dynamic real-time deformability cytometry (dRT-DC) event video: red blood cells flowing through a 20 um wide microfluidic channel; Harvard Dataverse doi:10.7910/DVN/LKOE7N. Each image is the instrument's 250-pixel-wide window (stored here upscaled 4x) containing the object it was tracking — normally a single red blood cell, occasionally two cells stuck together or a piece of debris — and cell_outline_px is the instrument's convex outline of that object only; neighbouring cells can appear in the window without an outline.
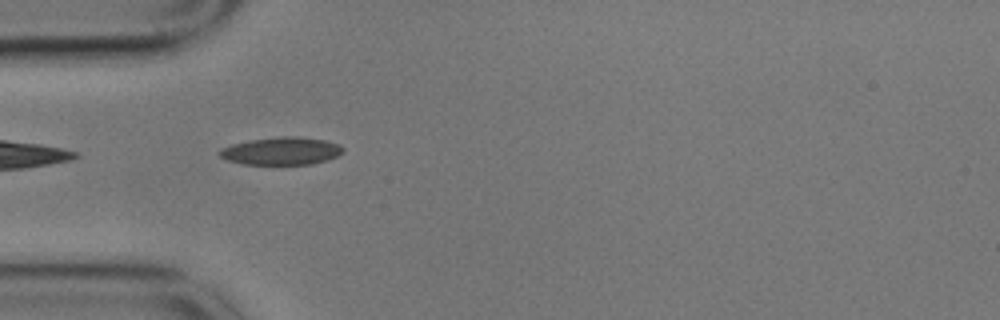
{"species": "common noctule bat (a hibernating species)", "species_latin": "Nyctalus noctula", "temperature_condition": "cold", "stored_images_in_passage": 40, "camera_frame_rate_fps": 3000, "um_per_image_px": 0.085, "animal": {"sex": "male", "body_mass_g": 17.9}, "frame": {"image": 1, "passage_image": 1, "time_ms": 0.0, "image_size_px": [1000, 320], "cell_outline_px": [[344, 152], [328, 160], [312, 164], [244, 164], [228, 160], [220, 156], [220, 148], [232, 144], [248, 140], [284, 136], [296, 136], [324, 140], [340, 144], [344, 148]], "centroid_in_image_um": [23.95, 12.83], "position_along_channel_um": 61.1, "area_um2": 19.88}}
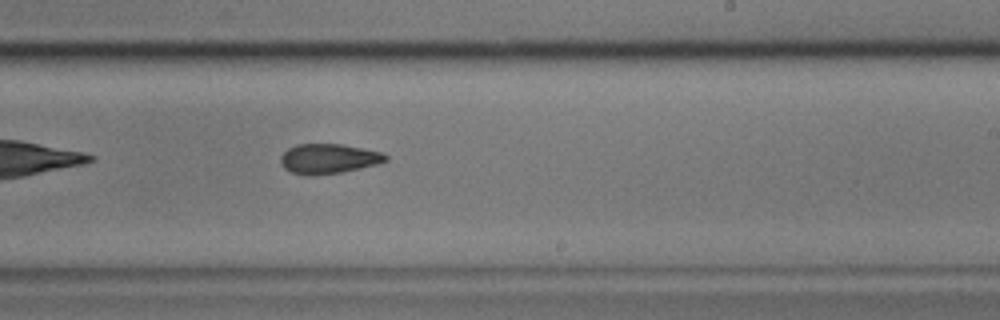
{"frame": {"image": 2, "passage_image": 18, "time_ms": 5.667, "image_size_px": [1000, 320], "cell_outline_px": [[388, 160], [376, 164], [360, 168], [340, 172], [292, 172], [284, 168], [280, 164], [280, 156], [288, 148], [296, 144], [344, 144], [380, 152], [388, 156]], "centroid_in_image_um": [27.94, 13.43], "position_along_channel_um": 261.1, "area_um2": 17.51}}
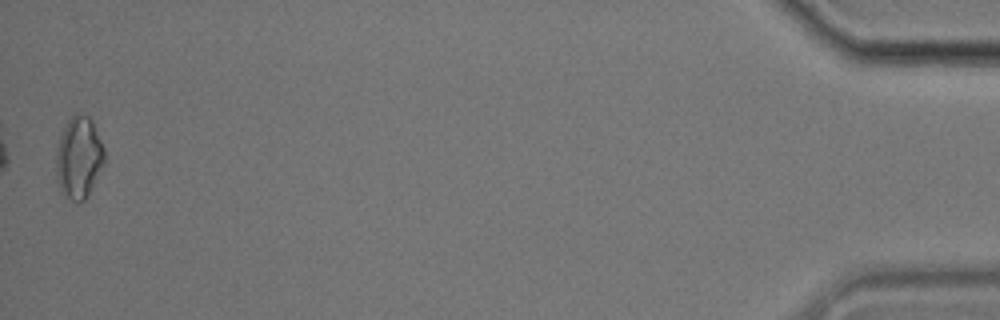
{"frame": {"image": 3, "passage_image": 40, "time_ms": 13.0, "image_size_px": [1000, 320], "cell_outline_px": [[104, 164], [88, 196], [84, 200], [76, 204], [64, 196], [60, 192], [56, 180], [56, 148], [60, 136], [68, 120], [76, 112], [80, 112], [88, 116], [92, 120], [104, 148]], "centroid_in_image_um": [6.68, 13.43], "position_along_channel_um": 428.5, "area_um2": 23.47}, "authors_computed_cell_mechanics": {"area_um2": 18.6694, "velocity_mm_per_s": 3.545, "shape_relaxation_time_tau1_ms": null, "shape_relaxation_time_tau2_ms": 5.8559, "deformation_change_tau1": null, "deformation_change_tau2": 0.1283}}